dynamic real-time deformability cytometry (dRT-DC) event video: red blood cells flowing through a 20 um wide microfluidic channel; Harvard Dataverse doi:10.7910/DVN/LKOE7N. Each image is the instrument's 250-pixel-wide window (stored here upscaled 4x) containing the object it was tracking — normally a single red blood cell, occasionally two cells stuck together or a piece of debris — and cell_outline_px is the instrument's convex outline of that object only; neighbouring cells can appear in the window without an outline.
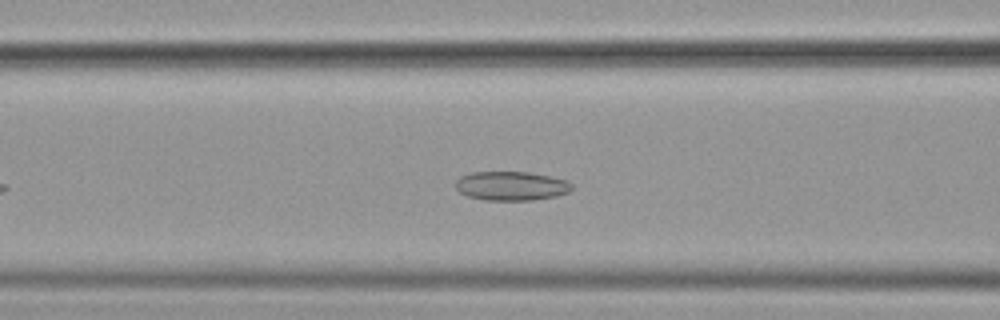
{"species": "common noctule bat (a hibernating species)", "species_latin": "Nyctalus noctula", "temperature_condition": "cold", "stored_images_in_passage": 47, "segment_of_instrument_passage": [1, 2], "camera_frame_rate_fps": 3000, "um_per_image_px": 0.085, "animal": {"sex": "female", "body_mass_g": 19.9}, "frame": {"image": 1, "passage_image": 14, "time_ms": 4.333, "image_size_px": [1000, 320], "cell_outline_px": [[572, 188], [568, 192], [556, 196], [532, 200], [484, 200], [468, 196], [460, 192], [456, 188], [456, 180], [460, 176], [472, 172], [528, 172], [552, 176], [568, 180], [572, 184]], "centroid_in_image_um": [43.47, 15.8], "position_along_channel_um": 123.1, "area_um2": 19.77}}
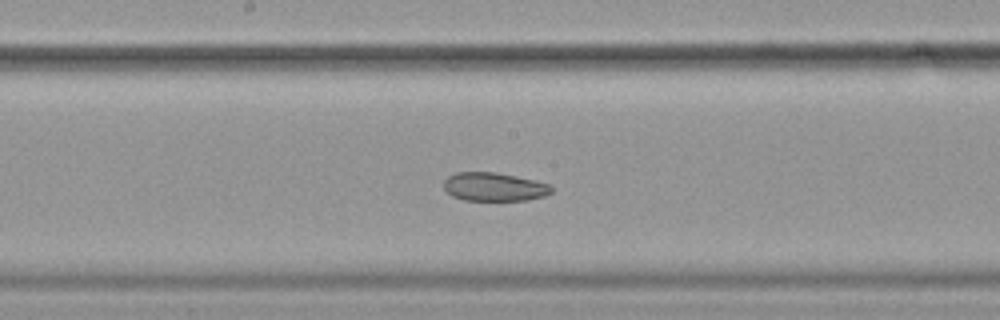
{"frame": {"image": 2, "passage_image": 21, "time_ms": 6.667, "image_size_px": [1000, 320], "cell_outline_px": [[552, 192], [544, 196], [528, 200], [464, 200], [452, 196], [444, 188], [444, 180], [448, 176], [456, 172], [496, 172], [536, 180], [552, 184]], "centroid_in_image_um": [42.03, 15.87], "position_along_channel_um": 206.2, "area_um2": 18.03}}
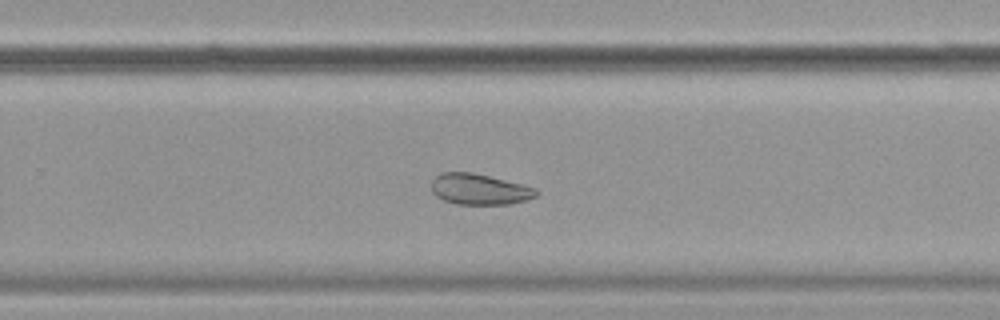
{"frame": {"image": 3, "passage_image": 28, "time_ms": 9.0, "image_size_px": [1000, 320], "cell_outline_px": [[540, 192], [536, 196], [528, 200], [508, 204], [456, 204], [444, 200], [436, 196], [432, 192], [432, 180], [440, 172], [472, 172], [536, 188]], "centroid_in_image_um": [40.74, 16.09], "position_along_channel_um": 289.1, "area_um2": 18.79}}